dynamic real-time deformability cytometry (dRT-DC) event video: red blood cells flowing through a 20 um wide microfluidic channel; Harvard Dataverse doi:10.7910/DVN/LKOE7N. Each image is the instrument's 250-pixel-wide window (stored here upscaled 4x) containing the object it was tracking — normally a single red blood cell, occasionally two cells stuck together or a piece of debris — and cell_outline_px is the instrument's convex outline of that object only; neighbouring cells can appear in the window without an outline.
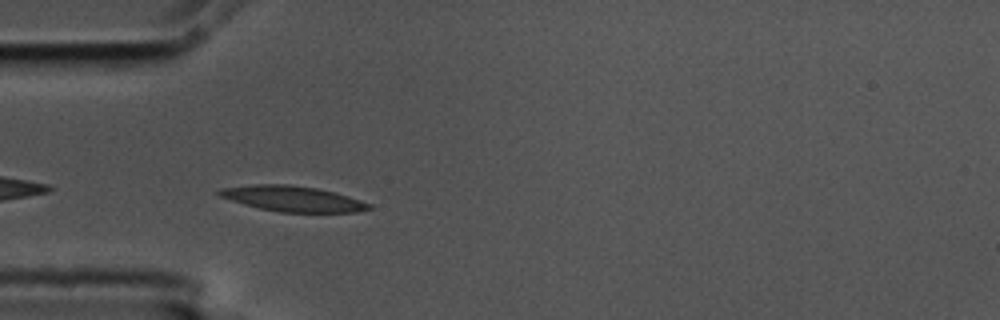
{"species": "common noctule bat (a hibernating species)", "species_latin": "Nyctalus noctula", "temperature_condition": "cold", "stored_images_in_passage": 4, "camera_frame_rate_fps": 3000, "um_per_image_px": 0.085, "animal": {"sex": "male", "body_mass_g": 17.5, "forearm_length_mm": 52.3}, "frame": {"image": 1, "passage_image": 3, "time_ms": 0.667, "image_size_px": [1000, 320], "cell_outline_px": [[372, 208], [356, 212], [280, 212], [260, 208], [244, 204], [220, 196], [216, 192], [220, 188], [256, 184], [288, 184], [316, 188], [348, 196], [372, 204]], "centroid_in_image_um": [24.88, 16.89], "position_along_channel_um": 60.1, "area_um2": 22.02}}